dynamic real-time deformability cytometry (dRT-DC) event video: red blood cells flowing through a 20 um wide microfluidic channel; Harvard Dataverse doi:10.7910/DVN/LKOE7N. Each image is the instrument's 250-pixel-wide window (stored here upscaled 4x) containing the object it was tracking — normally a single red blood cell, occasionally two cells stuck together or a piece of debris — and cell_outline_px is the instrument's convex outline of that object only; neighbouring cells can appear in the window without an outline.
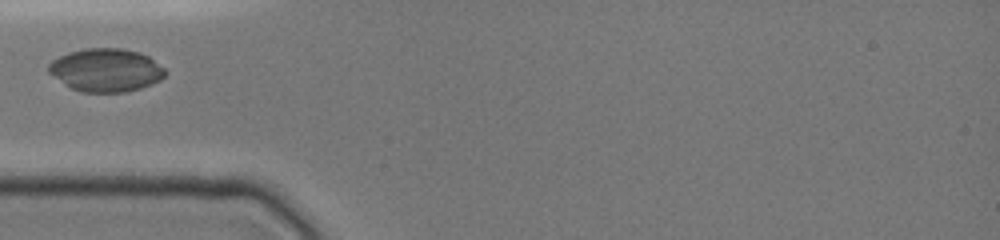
{"species": "common noctule bat (a hibernating species)", "species_latin": "Nyctalus noctula", "temperature_condition": "cold", "stored_images_in_passage": 6, "camera_frame_rate_fps": 3000, "um_per_image_px": 0.085, "animal": {"sex": "female", "body_mass_g": 19.0, "forearm_length_mm": 51.5}, "frame": {"image": 1, "passage_image": 1, "time_ms": 0.0, "image_size_px": [1000, 240], "cell_outline_px": [[168, 72], [160, 80], [152, 84], [140, 88], [124, 92], [80, 92], [64, 84], [48, 72], [48, 64], [52, 60], [68, 52], [84, 48], [120, 48], [140, 52], [148, 56], [164, 68]], "centroid_in_image_um": [9.0, 5.95], "position_along_channel_um": 76.0, "area_um2": 29.36}}
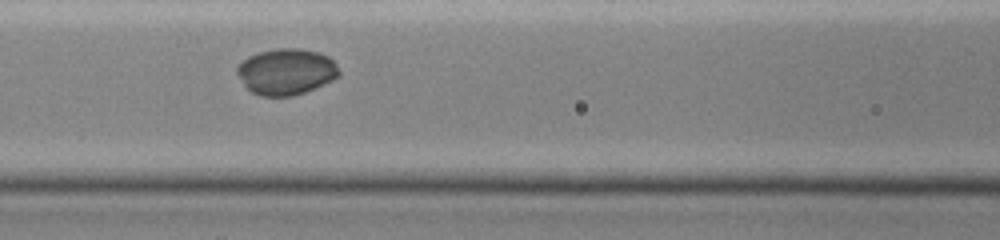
{"frame": {"image": 2, "passage_image": 3, "time_ms": 1.667, "image_size_px": [1000, 240], "cell_outline_px": [[340, 76], [324, 84], [304, 92], [292, 96], [260, 96], [252, 92], [244, 84], [236, 72], [236, 68], [248, 56], [260, 52], [276, 48], [300, 48], [320, 52], [328, 56], [336, 64], [340, 72]], "centroid_in_image_um": [24.35, 6.08], "position_along_channel_um": 142.3, "area_um2": 27.4}}
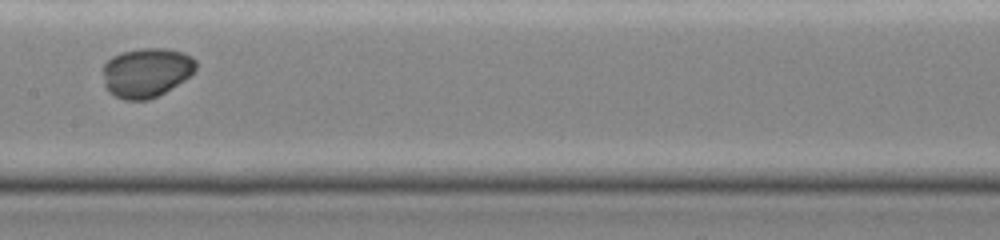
{"frame": {"image": 3, "passage_image": 5, "time_ms": 3.0, "image_size_px": [1000, 240], "cell_outline_px": [[196, 68], [184, 80], [164, 92], [148, 100], [124, 100], [108, 92], [104, 84], [104, 64], [112, 56], [120, 52], [140, 48], [164, 48], [184, 52], [192, 56], [196, 60]], "centroid_in_image_um": [12.43, 6.15], "position_along_channel_um": 195.0, "area_um2": 26.76}}